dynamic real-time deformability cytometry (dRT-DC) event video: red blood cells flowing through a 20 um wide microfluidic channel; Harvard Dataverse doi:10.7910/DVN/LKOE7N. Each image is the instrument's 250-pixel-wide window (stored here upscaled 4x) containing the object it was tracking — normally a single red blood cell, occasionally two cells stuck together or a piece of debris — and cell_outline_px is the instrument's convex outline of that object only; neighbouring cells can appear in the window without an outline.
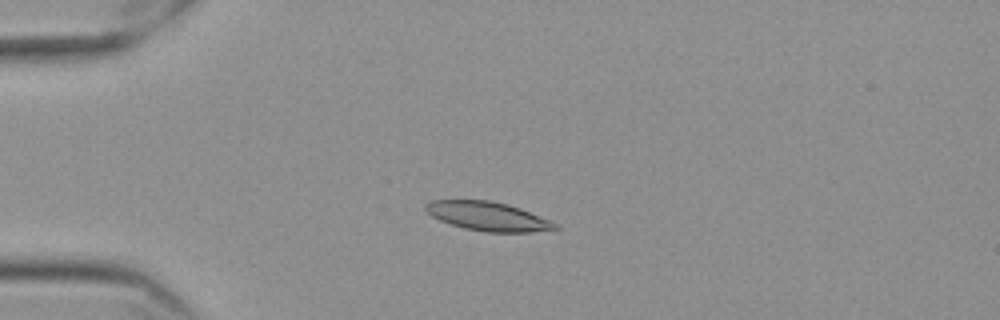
{"species": "Egyptian fruit bat (a non-hibernating species)", "species_latin": "Rousettus aegyptiacus", "temperature_condition": "cold", "stored_images_in_passage": 58, "camera_frame_rate_fps": 3000, "um_per_image_px": 0.085, "frame": {"image": 1, "passage_image": 15, "time_ms": 4.667, "image_size_px": [1000, 320], "cell_outline_px": [[560, 228], [532, 232], [488, 232], [464, 228], [440, 220], [432, 216], [424, 208], [424, 204], [432, 200], [488, 200], [508, 204], [520, 208], [560, 224]], "centroid_in_image_um": [41.5, 18.38], "position_along_channel_um": 43.5, "area_um2": 21.79}}
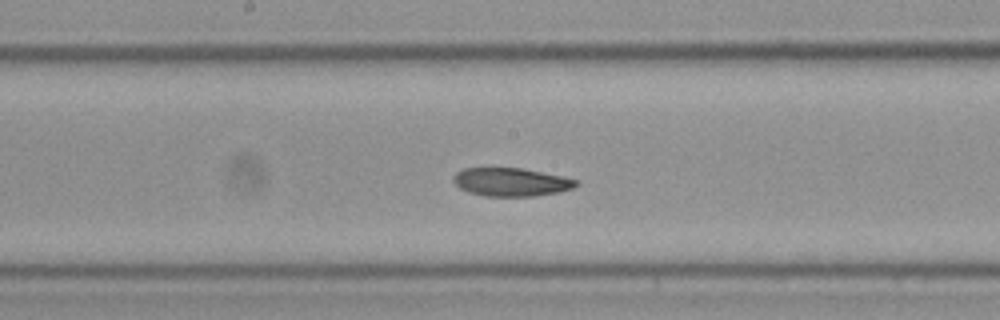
{"frame": {"image": 2, "passage_image": 31, "time_ms": 10.0, "image_size_px": [1000, 320], "cell_outline_px": [[580, 184], [572, 188], [556, 192], [532, 196], [484, 196], [468, 192], [460, 188], [452, 180], [452, 176], [456, 172], [464, 168], [520, 168], [564, 176], [576, 180]], "centroid_in_image_um": [43.41, 15.47], "position_along_channel_um": 204.8, "area_um2": 20.17}}
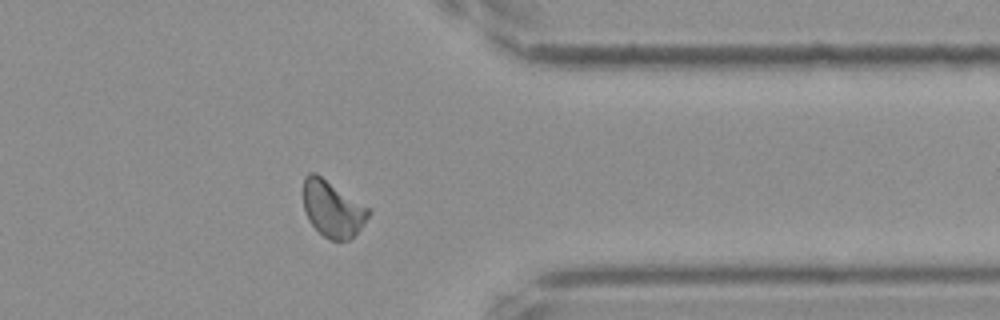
{"frame": {"image": 3, "passage_image": 47, "time_ms": 15.333, "image_size_px": [1000, 320], "cell_outline_px": [[372, 212], [364, 224], [348, 240], [332, 240], [324, 236], [308, 220], [304, 208], [304, 176], [308, 172], [316, 172], [368, 208]], "centroid_in_image_um": [28.25, 17.73], "position_along_channel_um": 383.1, "area_um2": 21.04}, "authors_computed_cell_mechanics": {"area_um2": 21.1259, "velocity_mm_per_s": 3.518, "shape_relaxation_time_tau1_ms": 3.4538, "shape_relaxation_time_tau2_ms": 3.9973, "deformation_change_tau1": 0.1271, "deformation_change_tau2": 0.0864}}